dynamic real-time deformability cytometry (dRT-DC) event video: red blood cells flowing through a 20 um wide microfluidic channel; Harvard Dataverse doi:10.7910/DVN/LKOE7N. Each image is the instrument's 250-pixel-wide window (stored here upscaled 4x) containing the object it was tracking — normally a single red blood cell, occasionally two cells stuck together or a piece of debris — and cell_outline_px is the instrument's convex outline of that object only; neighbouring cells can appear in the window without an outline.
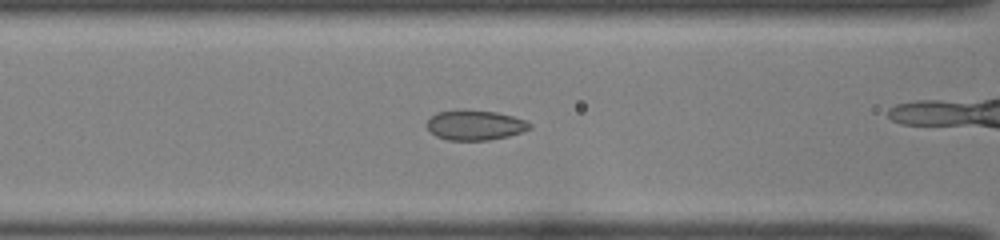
{"species": "common noctule bat (a hibernating species)", "species_latin": "Nyctalus noctula", "temperature_condition": "room temperature", "stored_images_in_passage": 39, "camera_frame_rate_fps": 3000, "um_per_image_px": 0.085, "animal": {"sex": "female", "body_mass_g": 22.0, "forearm_length_mm": 56.7}, "frame": {"image": 1, "passage_image": 17, "time_ms": 5.333, "image_size_px": [1000, 240], "cell_outline_px": [[532, 128], [524, 132], [508, 136], [488, 140], [448, 140], [436, 136], [428, 128], [428, 120], [436, 112], [496, 112], [512, 116], [524, 120], [532, 124]], "centroid_in_image_um": [40.44, 10.68], "position_along_channel_um": 126.2, "area_um2": 17.28}}
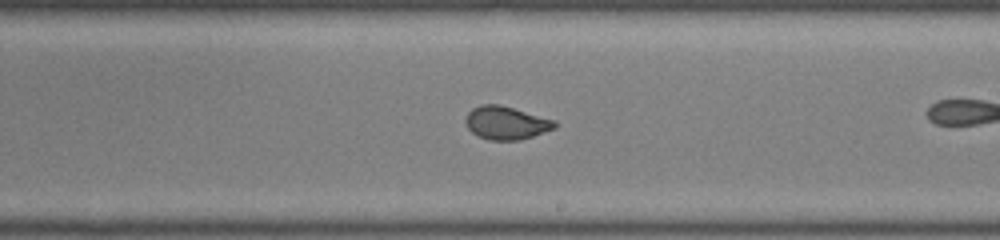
{"frame": {"image": 2, "passage_image": 26, "time_ms": 8.333, "image_size_px": [1000, 240], "cell_outline_px": [[556, 128], [520, 140], [488, 140], [472, 132], [468, 128], [464, 120], [468, 112], [472, 108], [480, 104], [500, 104], [556, 120]], "centroid_in_image_um": [43.02, 10.43], "position_along_channel_um": 246.0, "area_um2": 17.28}}
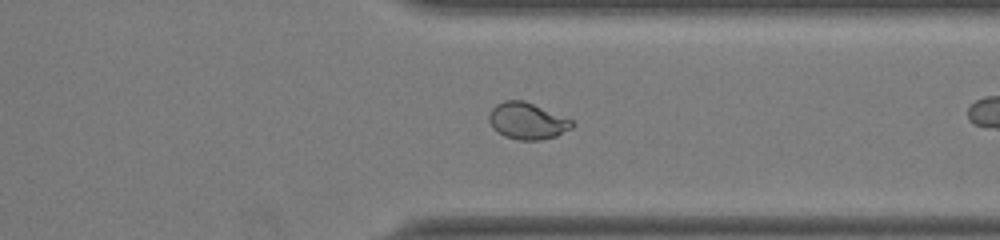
{"frame": {"image": 3, "passage_image": 35, "time_ms": 11.333, "image_size_px": [1000, 240], "cell_outline_px": [[576, 124], [572, 128], [556, 136], [540, 140], [520, 140], [504, 136], [492, 128], [488, 120], [488, 116], [492, 108], [496, 104], [504, 100], [524, 100], [572, 120]], "centroid_in_image_um": [44.8, 10.28], "position_along_channel_um": 366.6, "area_um2": 17.74}}